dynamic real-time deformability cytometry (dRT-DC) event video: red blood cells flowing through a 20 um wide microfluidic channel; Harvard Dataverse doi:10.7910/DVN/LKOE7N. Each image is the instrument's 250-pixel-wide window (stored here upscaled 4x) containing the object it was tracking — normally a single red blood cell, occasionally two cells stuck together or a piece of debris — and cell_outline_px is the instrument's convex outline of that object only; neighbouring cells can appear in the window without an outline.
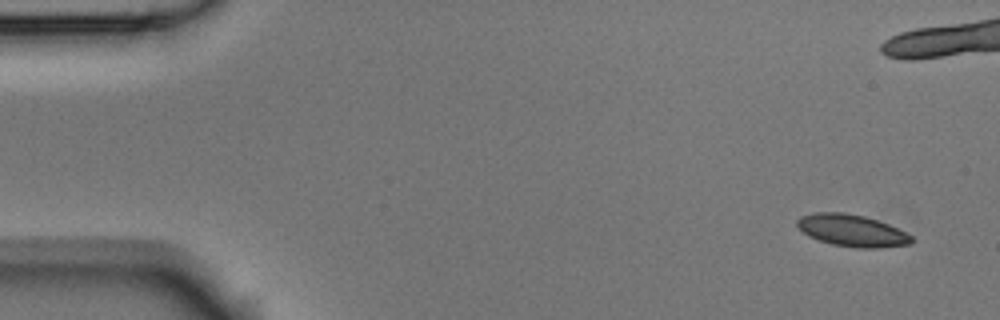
{"species": "Egyptian fruit bat (a non-hibernating species)", "species_latin": "Rousettus aegyptiacus", "temperature_condition": "room temperature", "stored_images_in_passage": 7, "camera_frame_rate_fps": 3000, "um_per_image_px": 0.085, "animal": {"sex": "male"}, "frame": {"image": 1, "passage_image": 1, "time_ms": 0.0, "image_size_px": [1000, 320], "cell_outline_px": [[912, 244], [880, 248], [856, 248], [832, 244], [808, 236], [796, 224], [796, 220], [800, 216], [812, 212], [844, 212], [864, 216], [888, 224], [912, 236]], "centroid_in_image_um": [72.4, 19.59], "position_along_channel_um": 12.6, "area_um2": 21.27}}
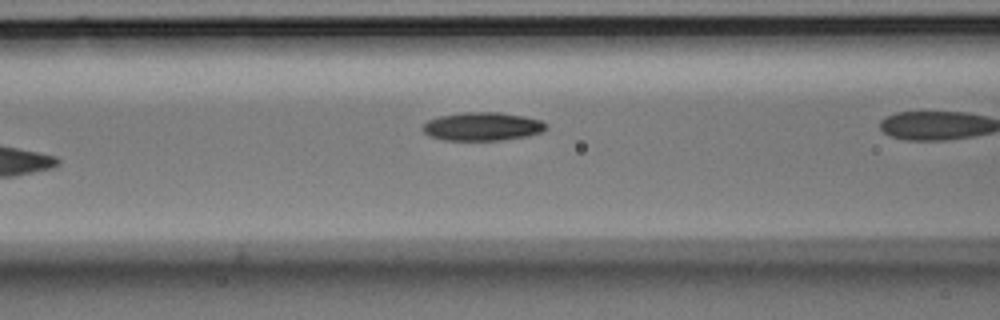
{"frame": {"image": 2, "passage_image": 7, "time_ms": 2.0, "image_size_px": [1000, 320], "cell_outline_px": [[548, 128], [544, 132], [528, 136], [504, 140], [444, 140], [428, 136], [424, 132], [424, 124], [428, 120], [440, 116], [464, 112], [500, 112], [524, 116], [540, 120], [548, 124]], "centroid_in_image_um": [41.06, 10.75], "position_along_channel_um": 125.5, "area_um2": 20.58}}